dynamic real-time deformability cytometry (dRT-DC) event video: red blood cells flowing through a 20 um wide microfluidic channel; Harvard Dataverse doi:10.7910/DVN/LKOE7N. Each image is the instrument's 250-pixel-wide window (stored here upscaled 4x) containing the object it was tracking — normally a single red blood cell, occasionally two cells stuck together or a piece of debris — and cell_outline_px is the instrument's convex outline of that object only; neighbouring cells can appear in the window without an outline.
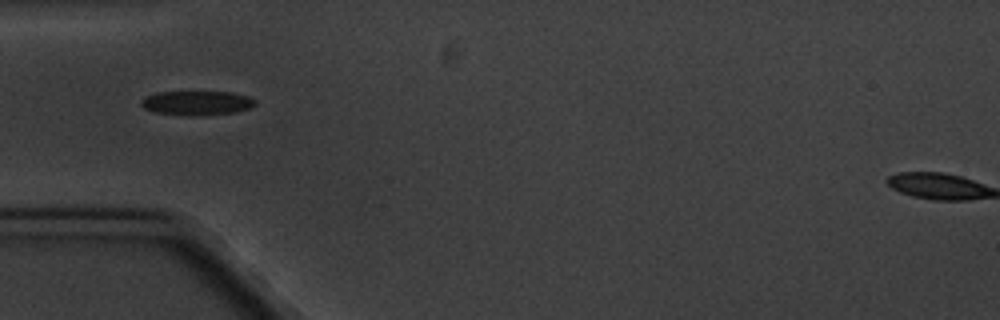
{"species": "common noctule bat (a hibernating species)", "species_latin": "Nyctalus noctula", "temperature_condition": "cold", "stored_images_in_passage": 7, "camera_frame_rate_fps": 3000, "um_per_image_px": 0.085, "animal": {"sex": "male", "body_mass_g": 20.1, "forearm_length_mm": 53.5}, "frame": {"image": 1, "passage_image": 1, "time_ms": 0.0, "image_size_px": [1000, 320], "cell_outline_px": [[256, 104], [248, 108], [236, 112], [192, 116], [152, 112], [144, 108], [140, 104], [140, 100], [144, 96], [156, 92], [232, 92], [248, 96], [256, 100]], "centroid_in_image_um": [16.69, 8.75], "position_along_channel_um": 68.3, "area_um2": 16.24}}
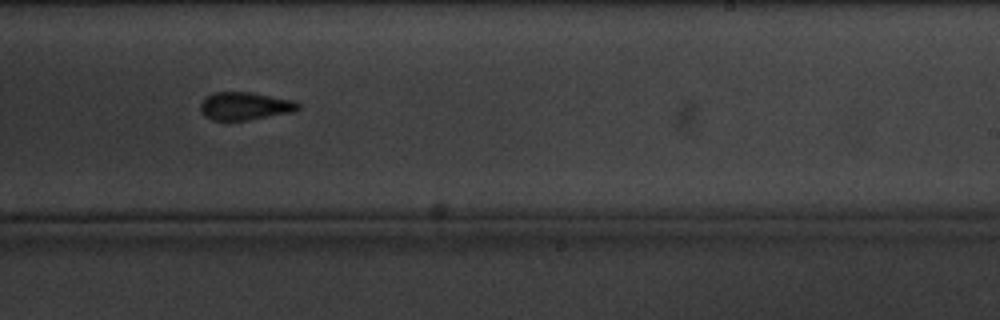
{"frame": {"image": 2, "passage_image": 6, "time_ms": 6.0, "image_size_px": [1000, 320], "cell_outline_px": [[300, 108], [296, 112], [248, 120], [212, 120], [204, 116], [200, 112], [200, 104], [208, 96], [216, 92], [252, 92], [296, 100], [300, 104]], "centroid_in_image_um": [20.88, 9.02], "position_along_channel_um": 268.1, "area_um2": 16.13}}